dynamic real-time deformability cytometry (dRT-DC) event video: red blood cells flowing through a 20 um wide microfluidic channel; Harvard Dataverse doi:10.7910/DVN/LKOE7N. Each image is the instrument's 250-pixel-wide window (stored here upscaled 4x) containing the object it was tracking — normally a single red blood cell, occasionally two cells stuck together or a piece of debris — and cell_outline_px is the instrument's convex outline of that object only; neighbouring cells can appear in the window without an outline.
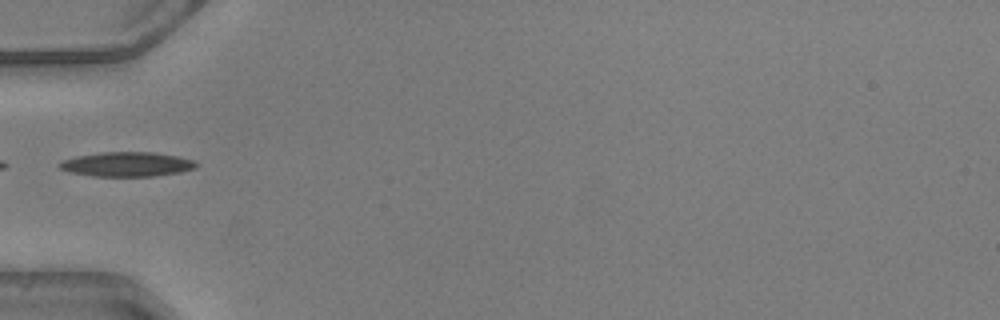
{"species": "common noctule bat (a hibernating species)", "species_latin": "Nyctalus noctula", "temperature_condition": "warm", "stored_images_in_passage": 19, "camera_frame_rate_fps": 3000, "um_per_image_px": 0.085, "animal": {"sex": "male", "body_mass_g": 20.5, "forearm_length_mm": 52.5}, "frame": {"image": 1, "passage_image": 1, "time_ms": 0.0, "image_size_px": [1000, 320], "cell_outline_px": [[196, 168], [180, 172], [156, 176], [92, 176], [68, 172], [60, 168], [56, 164], [64, 160], [76, 156], [104, 152], [152, 152], [176, 156], [192, 160], [196, 164]], "centroid_in_image_um": [10.75, 13.97], "position_along_channel_um": 74.3, "area_um2": 19.42}}